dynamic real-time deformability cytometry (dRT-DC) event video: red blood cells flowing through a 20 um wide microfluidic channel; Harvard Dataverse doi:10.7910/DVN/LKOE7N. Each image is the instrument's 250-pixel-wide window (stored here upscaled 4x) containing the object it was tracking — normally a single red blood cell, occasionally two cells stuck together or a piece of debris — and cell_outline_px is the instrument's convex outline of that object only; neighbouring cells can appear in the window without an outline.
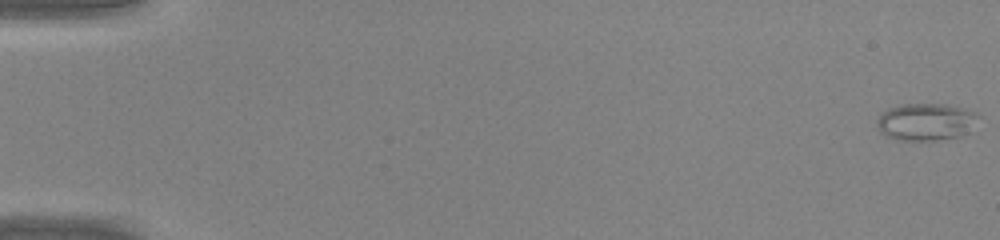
{"species": "common noctule bat (a hibernating species)", "species_latin": "Nyctalus noctula", "temperature_condition": "warm", "stored_images_in_passage": 46, "camera_frame_rate_fps": 3000, "um_per_image_px": 0.085, "animal": {"sex": "male", "body_mass_g": 20.0, "forearm_length_mm": 53.3}, "frame": {"image": 1, "passage_image": 1, "time_ms": 0.0, "image_size_px": [1000, 240], "cell_outline_px": [[980, 116], [972, 132], [960, 136], [936, 140], [896, 140], [884, 136], [880, 132], [876, 124], [876, 120], [880, 112], [888, 108], [900, 104], [948, 104], [964, 108], [976, 112]], "centroid_in_image_um": [78.71, 10.35], "position_along_channel_um": 6.3, "area_um2": 22.66}}
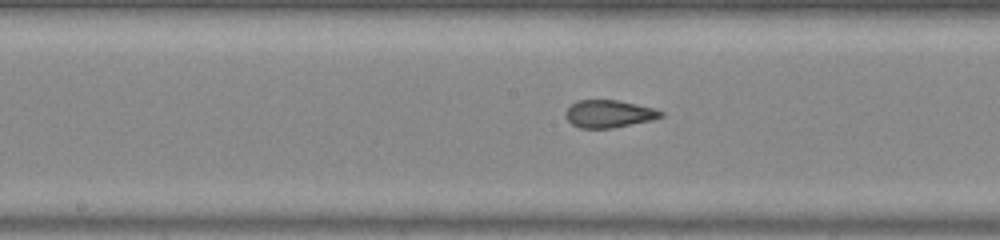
{"frame": {"image": 2, "passage_image": 25, "time_ms": 8.0, "image_size_px": [1000, 240], "cell_outline_px": [[664, 116], [652, 120], [612, 128], [580, 128], [572, 124], [564, 116], [564, 112], [572, 104], [580, 100], [616, 100], [652, 108], [664, 112]], "centroid_in_image_um": [51.74, 9.68], "position_along_channel_um": 196.5, "area_um2": 15.14}}
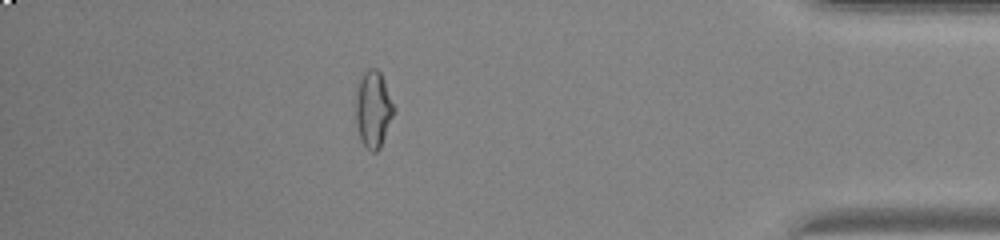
{"frame": {"image": 3, "passage_image": 41, "time_ms": 13.333, "image_size_px": [1000, 240], "cell_outline_px": [[396, 108], [380, 148], [376, 152], [372, 152], [360, 140], [356, 124], [356, 84], [364, 72], [368, 68], [376, 68], [380, 72], [384, 80]], "centroid_in_image_um": [31.72, 9.26], "position_along_channel_um": 403.5, "area_um2": 17.17}}